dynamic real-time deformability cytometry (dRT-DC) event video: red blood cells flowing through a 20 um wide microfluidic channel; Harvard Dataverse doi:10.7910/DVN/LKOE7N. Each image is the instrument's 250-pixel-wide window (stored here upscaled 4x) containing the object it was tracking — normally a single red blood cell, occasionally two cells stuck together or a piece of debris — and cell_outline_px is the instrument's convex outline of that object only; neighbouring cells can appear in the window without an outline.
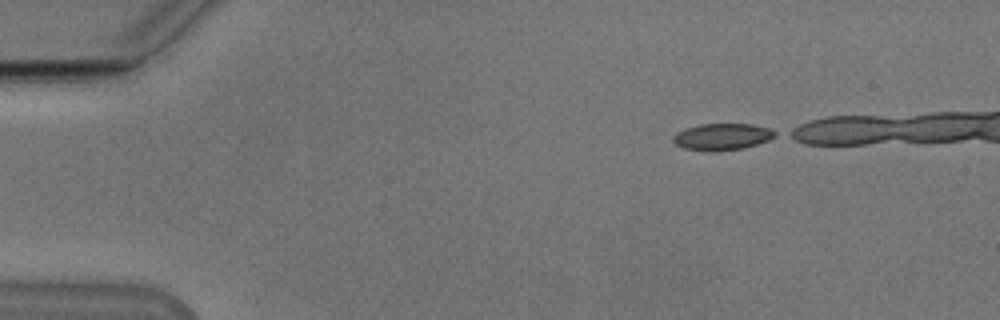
{"species": "Egyptian fruit bat (a non-hibernating species)", "species_latin": "Rousettus aegyptiacus", "temperature_condition": "cold", "stored_images_in_passage": 17, "camera_frame_rate_fps": 3000, "um_per_image_px": 0.085, "animal": {"sex": "male"}, "frame": {"image": 1, "passage_image": 1, "time_ms": 0.0, "image_size_px": [1000, 320], "cell_outline_px": [[776, 136], [768, 140], [744, 148], [716, 152], [684, 148], [676, 144], [672, 140], [672, 136], [676, 132], [700, 124], [752, 124], [768, 128], [776, 132]], "centroid_in_image_um": [61.38, 11.63], "position_along_channel_um": 23.6, "area_um2": 15.78}}
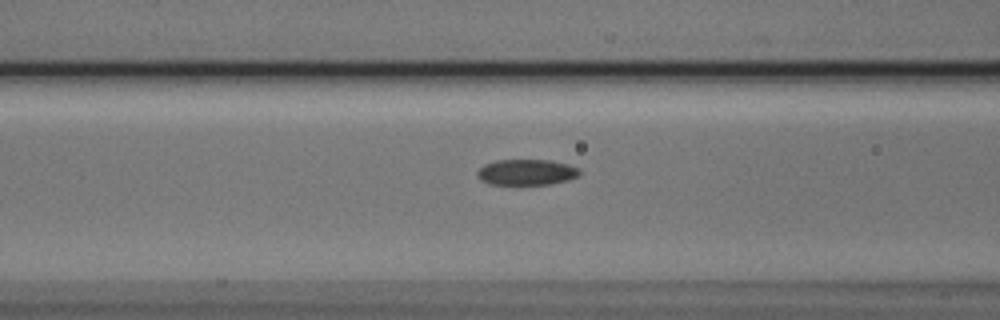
{"frame": {"image": 2, "passage_image": 15, "time_ms": 4.667, "image_size_px": [1000, 320], "cell_outline_px": [[580, 176], [568, 180], [552, 184], [488, 184], [480, 180], [476, 176], [476, 172], [484, 164], [496, 160], [548, 160], [568, 164], [580, 168]], "centroid_in_image_um": [44.76, 14.64], "position_along_channel_um": 121.8, "area_um2": 15.55}}